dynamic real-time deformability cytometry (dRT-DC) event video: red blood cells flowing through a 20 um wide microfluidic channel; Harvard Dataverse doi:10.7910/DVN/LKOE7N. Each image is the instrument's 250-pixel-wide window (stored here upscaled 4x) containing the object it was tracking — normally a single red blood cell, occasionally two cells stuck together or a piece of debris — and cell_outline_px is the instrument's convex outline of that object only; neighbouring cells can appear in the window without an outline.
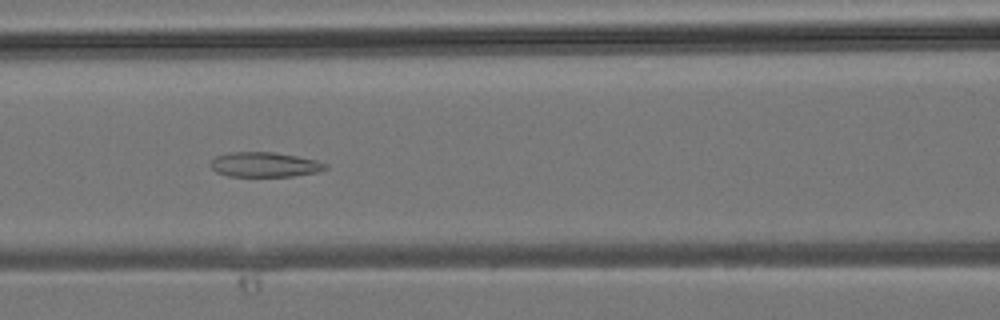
{"species": "common noctule bat (a hibernating species)", "species_latin": "Nyctalus noctula", "temperature_condition": "room temperature", "stored_images_in_passage": 28, "camera_frame_rate_fps": 3000, "um_per_image_px": 0.085, "animal": {"sex": "male", "body_mass_g": 19.2, "forearm_length_mm": 51.8}, "frame": {"image": 1, "passage_image": 9, "time_ms": 2.667, "image_size_px": [1000, 320], "cell_outline_px": [[328, 168], [316, 172], [292, 176], [228, 176], [216, 172], [208, 164], [216, 156], [228, 152], [276, 152], [316, 160], [328, 164]], "centroid_in_image_um": [22.47, 13.98], "position_along_channel_um": 144.1, "area_um2": 16.65}}
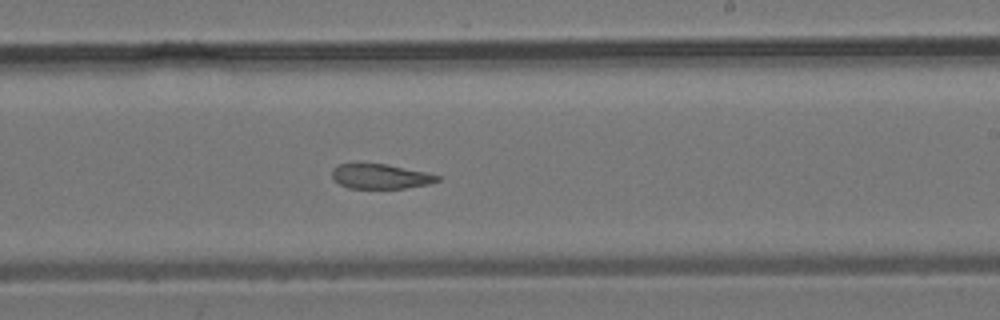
{"frame": {"image": 2, "passage_image": 15, "time_ms": 4.667, "image_size_px": [1000, 320], "cell_outline_px": [[440, 180], [428, 184], [404, 188], [348, 188], [340, 184], [332, 176], [332, 168], [340, 164], [388, 164], [424, 172], [440, 176]], "centroid_in_image_um": [32.34, 14.99], "position_along_channel_um": 256.7, "area_um2": 14.97}}
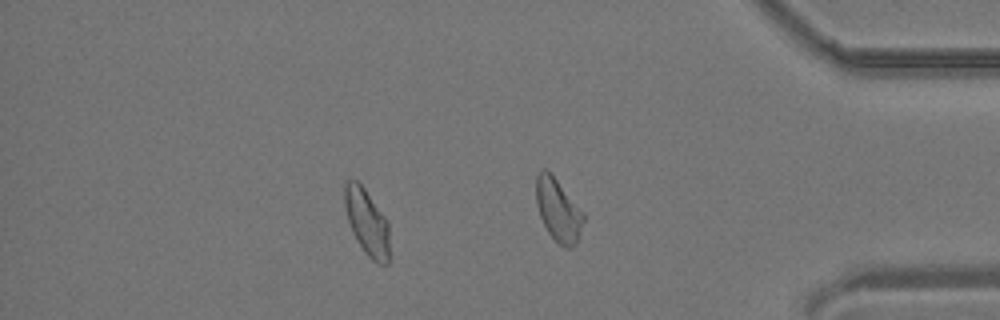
{"frame": {"image": 3, "passage_image": 23, "time_ms": 7.333, "image_size_px": [1000, 320], "cell_outline_px": [[388, 264], [380, 264], [372, 260], [364, 252], [356, 240], [352, 232], [344, 208], [344, 184], [348, 180], [356, 180], [364, 188], [388, 220]], "centroid_in_image_um": [31.16, 18.87], "position_along_channel_um": 404.0, "area_um2": 17.28}}